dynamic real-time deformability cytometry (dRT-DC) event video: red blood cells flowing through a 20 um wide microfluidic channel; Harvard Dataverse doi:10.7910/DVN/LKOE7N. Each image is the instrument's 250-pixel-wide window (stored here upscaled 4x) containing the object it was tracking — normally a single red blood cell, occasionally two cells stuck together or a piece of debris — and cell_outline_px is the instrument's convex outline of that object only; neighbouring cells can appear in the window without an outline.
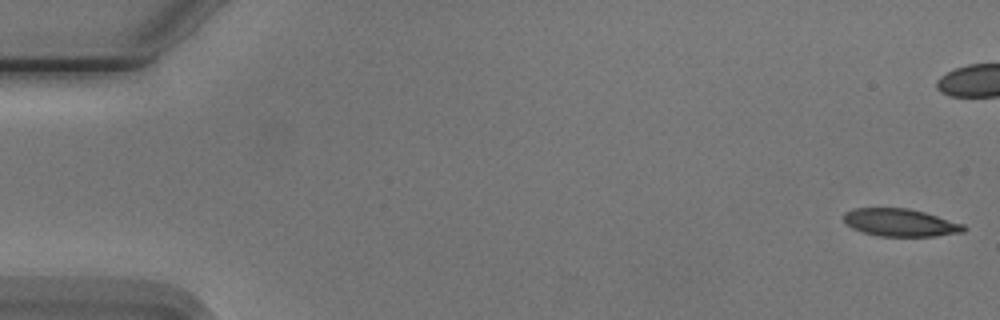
{"species": "Egyptian fruit bat (a non-hibernating species)", "species_latin": "Rousettus aegyptiacus", "temperature_condition": "cold", "stored_images_in_passage": 10, "camera_frame_rate_fps": 3000, "um_per_image_px": 0.085, "animal": {"sex": "male"}, "frame": {"image": 1, "passage_image": 1, "time_ms": 0.0, "image_size_px": [1000, 320], "cell_outline_px": [[968, 228], [964, 232], [936, 236], [880, 236], [864, 232], [852, 228], [844, 220], [844, 212], [852, 208], [908, 208], [924, 212], [964, 224]], "centroid_in_image_um": [76.55, 18.92], "position_along_channel_um": 8.5, "area_um2": 19.31}}